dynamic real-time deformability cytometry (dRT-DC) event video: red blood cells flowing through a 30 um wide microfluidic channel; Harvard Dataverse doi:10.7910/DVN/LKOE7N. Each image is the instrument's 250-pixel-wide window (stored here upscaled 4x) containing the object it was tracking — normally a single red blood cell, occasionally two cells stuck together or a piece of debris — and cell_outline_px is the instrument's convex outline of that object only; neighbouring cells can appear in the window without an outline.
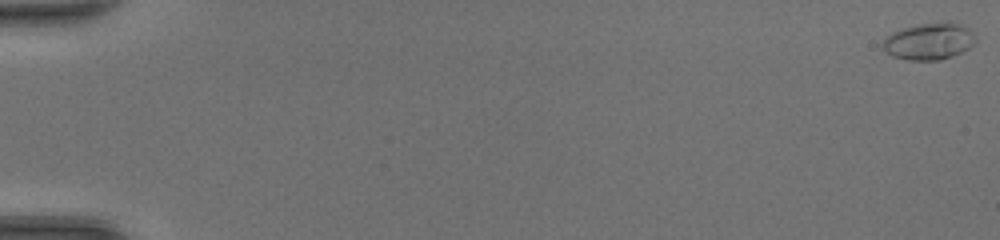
{"species": "common noctule bat (a hibernating species)", "species_latin": "Nyctalus noctula", "temperature_condition": "room temperature", "stored_images_in_passage": 49, "camera_frame_rate_fps": 3000, "um_per_image_px": 0.085, "animal": {"sex": "female", "body_mass_g": 20.0, "forearm_length_mm": 54.0}, "frame": {"image": 1, "passage_image": 1, "time_ms": 0.0, "image_size_px": [1000, 240], "cell_outline_px": [[976, 44], [952, 56], [940, 60], [908, 60], [892, 56], [880, 44], [884, 36], [900, 28], [916, 24], [948, 20], [964, 24], [976, 36]], "centroid_in_image_um": [78.97, 3.47], "position_along_channel_um": 6.0, "area_um2": 20.52}}
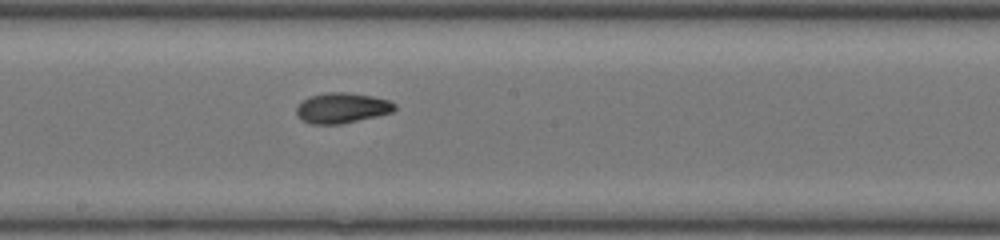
{"frame": {"image": 2, "passage_image": 29, "time_ms": 9.333, "image_size_px": [1000, 240], "cell_outline_px": [[396, 108], [392, 112], [376, 116], [340, 124], [312, 124], [300, 120], [296, 112], [296, 108], [308, 96], [328, 92], [348, 92], [372, 96], [388, 100], [396, 104]], "centroid_in_image_um": [29.05, 9.17], "position_along_channel_um": 219.1, "area_um2": 17.34}}
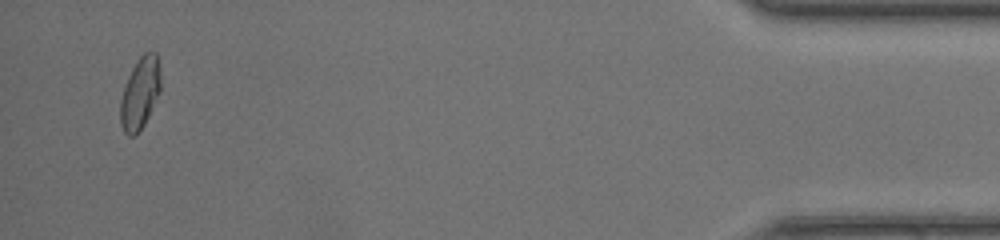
{"frame": {"image": 3, "passage_image": 48, "time_ms": 15.667, "image_size_px": [1000, 240], "cell_outline_px": [[160, 92], [144, 124], [132, 136], [128, 136], [124, 132], [120, 124], [120, 100], [128, 76], [132, 68], [140, 56], [144, 52], [156, 52], [160, 68]], "centroid_in_image_um": [11.9, 7.9], "position_along_channel_um": 423.3, "area_um2": 16.7}, "authors_computed_cell_mechanics": {"area_um2": 17.2822, "velocity_mm_per_s": 4.3959, "shape_relaxation_time_tau1_ms": 6.2287, "shape_relaxation_time_tau2_ms": 1.5861, "deformation_change_tau1": 0.1934, "deformation_change_tau2": 0.0713}}